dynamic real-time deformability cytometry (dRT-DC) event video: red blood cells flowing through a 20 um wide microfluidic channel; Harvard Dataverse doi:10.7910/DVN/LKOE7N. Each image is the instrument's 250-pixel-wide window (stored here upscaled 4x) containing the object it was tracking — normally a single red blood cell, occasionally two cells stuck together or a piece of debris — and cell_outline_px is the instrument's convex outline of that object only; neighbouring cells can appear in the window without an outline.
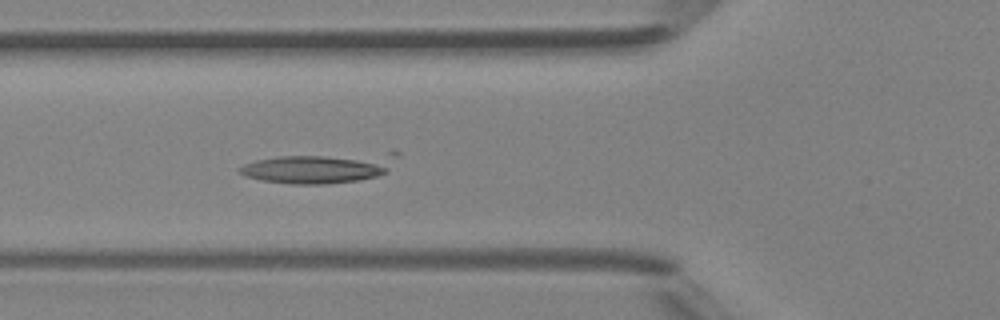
{"species": "Egyptian fruit bat (a non-hibernating species)", "species_latin": "Rousettus aegyptiacus", "temperature_condition": "room temperature", "stored_images_in_passage": 6, "segment_of_instrument_passage": [1, 2], "camera_frame_rate_fps": 3000, "um_per_image_px": 0.085, "animal": {"sex": "female"}, "frame": {"image": 1, "passage_image": 5, "time_ms": 4.667, "image_size_px": [1000, 320], "cell_outline_px": [[400, 152], [388, 172], [376, 176], [360, 180], [328, 184], [292, 184], [264, 180], [244, 176], [240, 172], [240, 168], [244, 164], [256, 160], [280, 156], [388, 152]], "centroid_in_image_um": [27.23, 14.27], "position_along_channel_um": 98.6, "area_um2": 27.63}}